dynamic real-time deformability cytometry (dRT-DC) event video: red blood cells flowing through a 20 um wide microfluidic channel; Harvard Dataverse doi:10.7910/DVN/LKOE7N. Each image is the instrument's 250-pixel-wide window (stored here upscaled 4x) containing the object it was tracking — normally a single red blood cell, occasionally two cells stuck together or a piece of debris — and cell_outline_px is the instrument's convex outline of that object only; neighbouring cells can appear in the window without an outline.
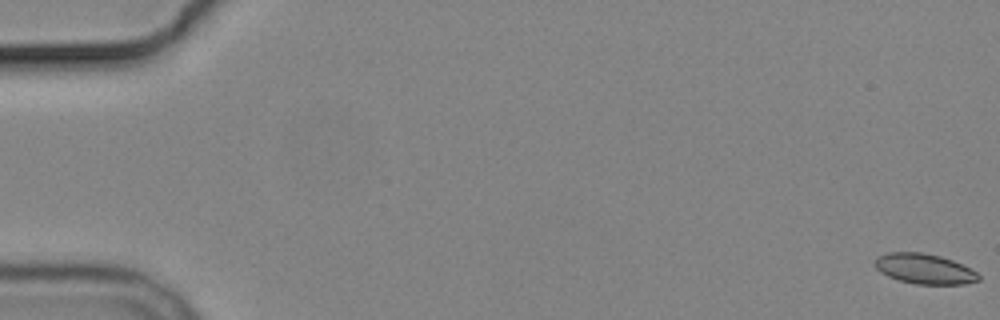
{"species": "common noctule bat (a hibernating species)", "species_latin": "Nyctalus noctula", "temperature_condition": "cold", "stored_images_in_passage": 4, "camera_frame_rate_fps": 3000, "um_per_image_px": 0.085, "animal": {"sex": "male", "body_mass_g": 19.2, "forearm_length_mm": 51.8}, "frame": {"image": 1, "passage_image": 1, "time_ms": 0.0, "image_size_px": [1000, 320], "cell_outline_px": [[980, 280], [964, 284], [916, 284], [900, 280], [888, 276], [880, 272], [876, 268], [876, 260], [880, 256], [888, 252], [920, 252], [940, 256], [952, 260], [976, 272], [980, 276]], "centroid_in_image_um": [78.58, 22.85], "position_along_channel_um": 6.4, "area_um2": 17.92}}